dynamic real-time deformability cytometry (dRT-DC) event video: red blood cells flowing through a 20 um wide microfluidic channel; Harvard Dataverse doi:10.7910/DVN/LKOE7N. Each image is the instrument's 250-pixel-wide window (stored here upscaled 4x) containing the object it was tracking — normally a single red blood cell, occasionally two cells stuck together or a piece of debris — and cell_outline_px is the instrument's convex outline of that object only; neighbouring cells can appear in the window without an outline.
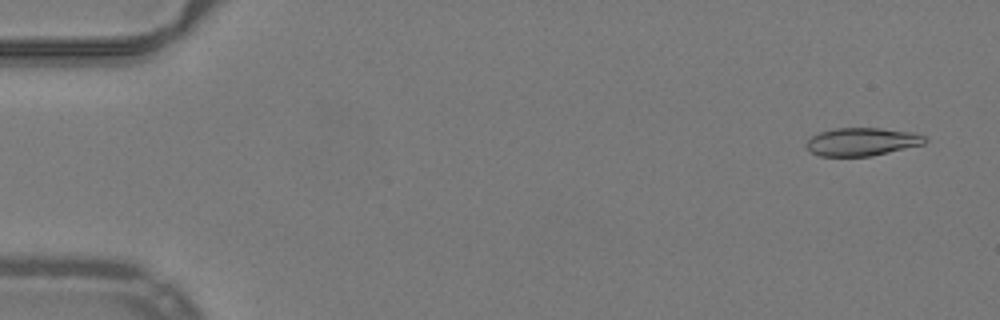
{"species": "common noctule bat (a hibernating species)", "species_latin": "Nyctalus noctula", "temperature_condition": "warm", "stored_images_in_passage": 9, "camera_frame_rate_fps": 3000, "um_per_image_px": 0.085, "animal": {"sex": "male", "body_mass_g": 19.2, "forearm_length_mm": 51.8}, "frame": {"image": 1, "passage_image": 2, "time_ms": 0.333, "image_size_px": [1000, 320], "cell_outline_px": [[928, 140], [924, 144], [872, 156], [820, 156], [812, 152], [804, 144], [812, 136], [820, 132], [836, 128], [880, 128], [916, 132], [924, 136]], "centroid_in_image_um": [73.3, 12.04], "position_along_channel_um": 11.7, "area_um2": 19.42}}